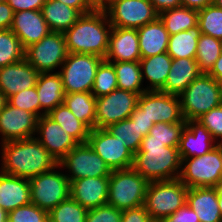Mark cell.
Segmentation results:
<instances>
[{"mask_svg": "<svg viewBox=\"0 0 222 222\" xmlns=\"http://www.w3.org/2000/svg\"><path fill=\"white\" fill-rule=\"evenodd\" d=\"M88 209L71 197L48 212L49 222H86Z\"/></svg>", "mask_w": 222, "mask_h": 222, "instance_id": "cell-38", "label": "cell"}, {"mask_svg": "<svg viewBox=\"0 0 222 222\" xmlns=\"http://www.w3.org/2000/svg\"><path fill=\"white\" fill-rule=\"evenodd\" d=\"M47 116L58 123L79 144L87 143L90 129L78 120L65 104L58 105Z\"/></svg>", "mask_w": 222, "mask_h": 222, "instance_id": "cell-32", "label": "cell"}, {"mask_svg": "<svg viewBox=\"0 0 222 222\" xmlns=\"http://www.w3.org/2000/svg\"><path fill=\"white\" fill-rule=\"evenodd\" d=\"M181 163L178 147L165 146L158 140H142L132 168L148 182L168 181L179 178Z\"/></svg>", "mask_w": 222, "mask_h": 222, "instance_id": "cell-3", "label": "cell"}, {"mask_svg": "<svg viewBox=\"0 0 222 222\" xmlns=\"http://www.w3.org/2000/svg\"><path fill=\"white\" fill-rule=\"evenodd\" d=\"M1 172L31 179L51 169L59 168V162L35 138L1 143Z\"/></svg>", "mask_w": 222, "mask_h": 222, "instance_id": "cell-1", "label": "cell"}, {"mask_svg": "<svg viewBox=\"0 0 222 222\" xmlns=\"http://www.w3.org/2000/svg\"><path fill=\"white\" fill-rule=\"evenodd\" d=\"M188 187L178 178L148 183L144 206L153 221L174 214L186 203Z\"/></svg>", "mask_w": 222, "mask_h": 222, "instance_id": "cell-6", "label": "cell"}, {"mask_svg": "<svg viewBox=\"0 0 222 222\" xmlns=\"http://www.w3.org/2000/svg\"><path fill=\"white\" fill-rule=\"evenodd\" d=\"M141 58L167 52L169 33L159 17L137 29Z\"/></svg>", "mask_w": 222, "mask_h": 222, "instance_id": "cell-26", "label": "cell"}, {"mask_svg": "<svg viewBox=\"0 0 222 222\" xmlns=\"http://www.w3.org/2000/svg\"><path fill=\"white\" fill-rule=\"evenodd\" d=\"M138 106L154 123L186 122L182 116L179 95L145 91L139 95Z\"/></svg>", "mask_w": 222, "mask_h": 222, "instance_id": "cell-15", "label": "cell"}, {"mask_svg": "<svg viewBox=\"0 0 222 222\" xmlns=\"http://www.w3.org/2000/svg\"><path fill=\"white\" fill-rule=\"evenodd\" d=\"M199 25L169 36L167 54L172 59L196 58L198 39L201 36Z\"/></svg>", "mask_w": 222, "mask_h": 222, "instance_id": "cell-31", "label": "cell"}, {"mask_svg": "<svg viewBox=\"0 0 222 222\" xmlns=\"http://www.w3.org/2000/svg\"><path fill=\"white\" fill-rule=\"evenodd\" d=\"M10 30L21 41L24 49L38 43L51 32L41 10H23L14 13Z\"/></svg>", "mask_w": 222, "mask_h": 222, "instance_id": "cell-18", "label": "cell"}, {"mask_svg": "<svg viewBox=\"0 0 222 222\" xmlns=\"http://www.w3.org/2000/svg\"><path fill=\"white\" fill-rule=\"evenodd\" d=\"M51 32L67 31L82 15L77 9L57 0H46L41 9Z\"/></svg>", "mask_w": 222, "mask_h": 222, "instance_id": "cell-28", "label": "cell"}, {"mask_svg": "<svg viewBox=\"0 0 222 222\" xmlns=\"http://www.w3.org/2000/svg\"><path fill=\"white\" fill-rule=\"evenodd\" d=\"M216 142L199 121L187 120L179 141L178 151L181 158L199 157L216 147Z\"/></svg>", "mask_w": 222, "mask_h": 222, "instance_id": "cell-22", "label": "cell"}, {"mask_svg": "<svg viewBox=\"0 0 222 222\" xmlns=\"http://www.w3.org/2000/svg\"><path fill=\"white\" fill-rule=\"evenodd\" d=\"M67 55L66 40L62 32H50L38 43L25 49V59L39 73L54 72L57 67L61 68Z\"/></svg>", "mask_w": 222, "mask_h": 222, "instance_id": "cell-10", "label": "cell"}, {"mask_svg": "<svg viewBox=\"0 0 222 222\" xmlns=\"http://www.w3.org/2000/svg\"><path fill=\"white\" fill-rule=\"evenodd\" d=\"M111 30L112 26L105 11L92 10L82 14L63 33L68 53L92 54L104 59L108 52Z\"/></svg>", "mask_w": 222, "mask_h": 222, "instance_id": "cell-2", "label": "cell"}, {"mask_svg": "<svg viewBox=\"0 0 222 222\" xmlns=\"http://www.w3.org/2000/svg\"><path fill=\"white\" fill-rule=\"evenodd\" d=\"M221 54L222 40L201 34L195 58L200 72L208 74Z\"/></svg>", "mask_w": 222, "mask_h": 222, "instance_id": "cell-35", "label": "cell"}, {"mask_svg": "<svg viewBox=\"0 0 222 222\" xmlns=\"http://www.w3.org/2000/svg\"><path fill=\"white\" fill-rule=\"evenodd\" d=\"M201 33L222 40V9L214 5L198 10Z\"/></svg>", "mask_w": 222, "mask_h": 222, "instance_id": "cell-40", "label": "cell"}, {"mask_svg": "<svg viewBox=\"0 0 222 222\" xmlns=\"http://www.w3.org/2000/svg\"><path fill=\"white\" fill-rule=\"evenodd\" d=\"M169 35L189 30L198 25V10L188 7H177L159 14Z\"/></svg>", "mask_w": 222, "mask_h": 222, "instance_id": "cell-33", "label": "cell"}, {"mask_svg": "<svg viewBox=\"0 0 222 222\" xmlns=\"http://www.w3.org/2000/svg\"><path fill=\"white\" fill-rule=\"evenodd\" d=\"M122 211L111 205L89 209L86 222H121Z\"/></svg>", "mask_w": 222, "mask_h": 222, "instance_id": "cell-45", "label": "cell"}, {"mask_svg": "<svg viewBox=\"0 0 222 222\" xmlns=\"http://www.w3.org/2000/svg\"><path fill=\"white\" fill-rule=\"evenodd\" d=\"M46 0H7L14 13L23 10H41Z\"/></svg>", "mask_w": 222, "mask_h": 222, "instance_id": "cell-48", "label": "cell"}, {"mask_svg": "<svg viewBox=\"0 0 222 222\" xmlns=\"http://www.w3.org/2000/svg\"><path fill=\"white\" fill-rule=\"evenodd\" d=\"M212 5L222 9V0H212Z\"/></svg>", "mask_w": 222, "mask_h": 222, "instance_id": "cell-59", "label": "cell"}, {"mask_svg": "<svg viewBox=\"0 0 222 222\" xmlns=\"http://www.w3.org/2000/svg\"><path fill=\"white\" fill-rule=\"evenodd\" d=\"M158 14L182 6L181 0H149Z\"/></svg>", "mask_w": 222, "mask_h": 222, "instance_id": "cell-51", "label": "cell"}, {"mask_svg": "<svg viewBox=\"0 0 222 222\" xmlns=\"http://www.w3.org/2000/svg\"><path fill=\"white\" fill-rule=\"evenodd\" d=\"M35 87L42 115H47L58 105L64 104L65 91L58 72L40 73Z\"/></svg>", "mask_w": 222, "mask_h": 222, "instance_id": "cell-27", "label": "cell"}, {"mask_svg": "<svg viewBox=\"0 0 222 222\" xmlns=\"http://www.w3.org/2000/svg\"><path fill=\"white\" fill-rule=\"evenodd\" d=\"M197 121L205 126L215 141L222 142V104L203 114Z\"/></svg>", "mask_w": 222, "mask_h": 222, "instance_id": "cell-44", "label": "cell"}, {"mask_svg": "<svg viewBox=\"0 0 222 222\" xmlns=\"http://www.w3.org/2000/svg\"><path fill=\"white\" fill-rule=\"evenodd\" d=\"M137 29L112 27L109 36L107 62L140 61Z\"/></svg>", "mask_w": 222, "mask_h": 222, "instance_id": "cell-21", "label": "cell"}, {"mask_svg": "<svg viewBox=\"0 0 222 222\" xmlns=\"http://www.w3.org/2000/svg\"><path fill=\"white\" fill-rule=\"evenodd\" d=\"M87 143L111 171L132 168L134 153L106 128L90 130Z\"/></svg>", "mask_w": 222, "mask_h": 222, "instance_id": "cell-13", "label": "cell"}, {"mask_svg": "<svg viewBox=\"0 0 222 222\" xmlns=\"http://www.w3.org/2000/svg\"><path fill=\"white\" fill-rule=\"evenodd\" d=\"M8 222H49L48 212L30 203L9 212Z\"/></svg>", "mask_w": 222, "mask_h": 222, "instance_id": "cell-43", "label": "cell"}, {"mask_svg": "<svg viewBox=\"0 0 222 222\" xmlns=\"http://www.w3.org/2000/svg\"><path fill=\"white\" fill-rule=\"evenodd\" d=\"M183 7L200 10L212 4V0H181Z\"/></svg>", "mask_w": 222, "mask_h": 222, "instance_id": "cell-53", "label": "cell"}, {"mask_svg": "<svg viewBox=\"0 0 222 222\" xmlns=\"http://www.w3.org/2000/svg\"><path fill=\"white\" fill-rule=\"evenodd\" d=\"M138 98L139 94L119 88L97 97L95 128H107L110 124L128 119L138 105Z\"/></svg>", "mask_w": 222, "mask_h": 222, "instance_id": "cell-12", "label": "cell"}, {"mask_svg": "<svg viewBox=\"0 0 222 222\" xmlns=\"http://www.w3.org/2000/svg\"><path fill=\"white\" fill-rule=\"evenodd\" d=\"M215 188L217 189L218 205H219L221 219H222V181H220Z\"/></svg>", "mask_w": 222, "mask_h": 222, "instance_id": "cell-56", "label": "cell"}, {"mask_svg": "<svg viewBox=\"0 0 222 222\" xmlns=\"http://www.w3.org/2000/svg\"><path fill=\"white\" fill-rule=\"evenodd\" d=\"M115 0H88L91 10L105 11Z\"/></svg>", "mask_w": 222, "mask_h": 222, "instance_id": "cell-55", "label": "cell"}, {"mask_svg": "<svg viewBox=\"0 0 222 222\" xmlns=\"http://www.w3.org/2000/svg\"><path fill=\"white\" fill-rule=\"evenodd\" d=\"M115 69L119 89L141 95L146 88H141L143 79L139 61L110 62Z\"/></svg>", "mask_w": 222, "mask_h": 222, "instance_id": "cell-34", "label": "cell"}, {"mask_svg": "<svg viewBox=\"0 0 222 222\" xmlns=\"http://www.w3.org/2000/svg\"><path fill=\"white\" fill-rule=\"evenodd\" d=\"M39 74L25 58L0 67V91L8 98L22 90L35 87Z\"/></svg>", "mask_w": 222, "mask_h": 222, "instance_id": "cell-19", "label": "cell"}, {"mask_svg": "<svg viewBox=\"0 0 222 222\" xmlns=\"http://www.w3.org/2000/svg\"><path fill=\"white\" fill-rule=\"evenodd\" d=\"M25 58L21 41L10 30H0V67L10 65Z\"/></svg>", "mask_w": 222, "mask_h": 222, "instance_id": "cell-37", "label": "cell"}, {"mask_svg": "<svg viewBox=\"0 0 222 222\" xmlns=\"http://www.w3.org/2000/svg\"><path fill=\"white\" fill-rule=\"evenodd\" d=\"M208 74L214 77L222 88V54L216 60L211 71Z\"/></svg>", "mask_w": 222, "mask_h": 222, "instance_id": "cell-54", "label": "cell"}, {"mask_svg": "<svg viewBox=\"0 0 222 222\" xmlns=\"http://www.w3.org/2000/svg\"><path fill=\"white\" fill-rule=\"evenodd\" d=\"M38 118L28 111L6 103L0 112V133L2 143L33 138L36 134Z\"/></svg>", "mask_w": 222, "mask_h": 222, "instance_id": "cell-16", "label": "cell"}, {"mask_svg": "<svg viewBox=\"0 0 222 222\" xmlns=\"http://www.w3.org/2000/svg\"><path fill=\"white\" fill-rule=\"evenodd\" d=\"M7 103L15 108L33 113L37 118L42 116L36 87H31L13 94L7 98Z\"/></svg>", "mask_w": 222, "mask_h": 222, "instance_id": "cell-42", "label": "cell"}, {"mask_svg": "<svg viewBox=\"0 0 222 222\" xmlns=\"http://www.w3.org/2000/svg\"><path fill=\"white\" fill-rule=\"evenodd\" d=\"M154 222H173V221L169 217H163V218L157 219Z\"/></svg>", "mask_w": 222, "mask_h": 222, "instance_id": "cell-60", "label": "cell"}, {"mask_svg": "<svg viewBox=\"0 0 222 222\" xmlns=\"http://www.w3.org/2000/svg\"><path fill=\"white\" fill-rule=\"evenodd\" d=\"M72 8L77 9L81 14H86L91 10L88 0H57Z\"/></svg>", "mask_w": 222, "mask_h": 222, "instance_id": "cell-52", "label": "cell"}, {"mask_svg": "<svg viewBox=\"0 0 222 222\" xmlns=\"http://www.w3.org/2000/svg\"><path fill=\"white\" fill-rule=\"evenodd\" d=\"M129 118L139 127L143 137L149 134V130L155 124L145 115V111L142 110V108H140L138 105L136 106Z\"/></svg>", "mask_w": 222, "mask_h": 222, "instance_id": "cell-47", "label": "cell"}, {"mask_svg": "<svg viewBox=\"0 0 222 222\" xmlns=\"http://www.w3.org/2000/svg\"><path fill=\"white\" fill-rule=\"evenodd\" d=\"M186 122L155 123L142 140L162 141L165 146L178 147Z\"/></svg>", "mask_w": 222, "mask_h": 222, "instance_id": "cell-39", "label": "cell"}, {"mask_svg": "<svg viewBox=\"0 0 222 222\" xmlns=\"http://www.w3.org/2000/svg\"><path fill=\"white\" fill-rule=\"evenodd\" d=\"M109 177H85L70 182V197L86 209L107 204Z\"/></svg>", "mask_w": 222, "mask_h": 222, "instance_id": "cell-20", "label": "cell"}, {"mask_svg": "<svg viewBox=\"0 0 222 222\" xmlns=\"http://www.w3.org/2000/svg\"><path fill=\"white\" fill-rule=\"evenodd\" d=\"M104 59L92 54L68 53L58 73L65 93L91 92L98 66Z\"/></svg>", "mask_w": 222, "mask_h": 222, "instance_id": "cell-7", "label": "cell"}, {"mask_svg": "<svg viewBox=\"0 0 222 222\" xmlns=\"http://www.w3.org/2000/svg\"><path fill=\"white\" fill-rule=\"evenodd\" d=\"M148 183L133 168L112 171L107 204L121 211L144 205Z\"/></svg>", "mask_w": 222, "mask_h": 222, "instance_id": "cell-5", "label": "cell"}, {"mask_svg": "<svg viewBox=\"0 0 222 222\" xmlns=\"http://www.w3.org/2000/svg\"><path fill=\"white\" fill-rule=\"evenodd\" d=\"M14 11L7 2L0 3V30L10 29L13 23Z\"/></svg>", "mask_w": 222, "mask_h": 222, "instance_id": "cell-50", "label": "cell"}, {"mask_svg": "<svg viewBox=\"0 0 222 222\" xmlns=\"http://www.w3.org/2000/svg\"><path fill=\"white\" fill-rule=\"evenodd\" d=\"M216 147L220 150V156H221V159H222V142L221 141H219V143L217 142Z\"/></svg>", "mask_w": 222, "mask_h": 222, "instance_id": "cell-61", "label": "cell"}, {"mask_svg": "<svg viewBox=\"0 0 222 222\" xmlns=\"http://www.w3.org/2000/svg\"><path fill=\"white\" fill-rule=\"evenodd\" d=\"M121 222H154L149 213L146 211L145 206L131 208L122 211Z\"/></svg>", "mask_w": 222, "mask_h": 222, "instance_id": "cell-46", "label": "cell"}, {"mask_svg": "<svg viewBox=\"0 0 222 222\" xmlns=\"http://www.w3.org/2000/svg\"><path fill=\"white\" fill-rule=\"evenodd\" d=\"M118 88L114 66L103 60L98 66L91 93L97 98L108 95Z\"/></svg>", "mask_w": 222, "mask_h": 222, "instance_id": "cell-41", "label": "cell"}, {"mask_svg": "<svg viewBox=\"0 0 222 222\" xmlns=\"http://www.w3.org/2000/svg\"><path fill=\"white\" fill-rule=\"evenodd\" d=\"M35 137L60 162L79 143L47 115L37 120Z\"/></svg>", "mask_w": 222, "mask_h": 222, "instance_id": "cell-17", "label": "cell"}, {"mask_svg": "<svg viewBox=\"0 0 222 222\" xmlns=\"http://www.w3.org/2000/svg\"><path fill=\"white\" fill-rule=\"evenodd\" d=\"M186 204L196 212L199 222H222L215 187L188 188Z\"/></svg>", "mask_w": 222, "mask_h": 222, "instance_id": "cell-24", "label": "cell"}, {"mask_svg": "<svg viewBox=\"0 0 222 222\" xmlns=\"http://www.w3.org/2000/svg\"><path fill=\"white\" fill-rule=\"evenodd\" d=\"M139 63L142 79L145 76L150 82V86L146 90L161 91L165 86L168 73L170 72L172 58L165 52L148 58H141Z\"/></svg>", "mask_w": 222, "mask_h": 222, "instance_id": "cell-29", "label": "cell"}, {"mask_svg": "<svg viewBox=\"0 0 222 222\" xmlns=\"http://www.w3.org/2000/svg\"><path fill=\"white\" fill-rule=\"evenodd\" d=\"M31 203L29 179L0 171V206L7 212Z\"/></svg>", "mask_w": 222, "mask_h": 222, "instance_id": "cell-23", "label": "cell"}, {"mask_svg": "<svg viewBox=\"0 0 222 222\" xmlns=\"http://www.w3.org/2000/svg\"><path fill=\"white\" fill-rule=\"evenodd\" d=\"M2 2H7V0H0V3H2Z\"/></svg>", "mask_w": 222, "mask_h": 222, "instance_id": "cell-62", "label": "cell"}, {"mask_svg": "<svg viewBox=\"0 0 222 222\" xmlns=\"http://www.w3.org/2000/svg\"><path fill=\"white\" fill-rule=\"evenodd\" d=\"M0 222H8V213L0 206Z\"/></svg>", "mask_w": 222, "mask_h": 222, "instance_id": "cell-57", "label": "cell"}, {"mask_svg": "<svg viewBox=\"0 0 222 222\" xmlns=\"http://www.w3.org/2000/svg\"><path fill=\"white\" fill-rule=\"evenodd\" d=\"M179 98L184 120H197L222 104V88L214 77L201 73Z\"/></svg>", "mask_w": 222, "mask_h": 222, "instance_id": "cell-4", "label": "cell"}, {"mask_svg": "<svg viewBox=\"0 0 222 222\" xmlns=\"http://www.w3.org/2000/svg\"><path fill=\"white\" fill-rule=\"evenodd\" d=\"M181 160L179 179L188 188L216 187L222 181V159L217 147L202 156Z\"/></svg>", "mask_w": 222, "mask_h": 222, "instance_id": "cell-8", "label": "cell"}, {"mask_svg": "<svg viewBox=\"0 0 222 222\" xmlns=\"http://www.w3.org/2000/svg\"><path fill=\"white\" fill-rule=\"evenodd\" d=\"M29 183L31 203L47 212L70 197V180L54 169L29 179Z\"/></svg>", "mask_w": 222, "mask_h": 222, "instance_id": "cell-9", "label": "cell"}, {"mask_svg": "<svg viewBox=\"0 0 222 222\" xmlns=\"http://www.w3.org/2000/svg\"><path fill=\"white\" fill-rule=\"evenodd\" d=\"M200 74L195 58L172 59L170 72L161 92L180 95Z\"/></svg>", "mask_w": 222, "mask_h": 222, "instance_id": "cell-25", "label": "cell"}, {"mask_svg": "<svg viewBox=\"0 0 222 222\" xmlns=\"http://www.w3.org/2000/svg\"><path fill=\"white\" fill-rule=\"evenodd\" d=\"M112 27L138 29L159 14L149 0H115L105 10Z\"/></svg>", "mask_w": 222, "mask_h": 222, "instance_id": "cell-11", "label": "cell"}, {"mask_svg": "<svg viewBox=\"0 0 222 222\" xmlns=\"http://www.w3.org/2000/svg\"><path fill=\"white\" fill-rule=\"evenodd\" d=\"M64 104L90 130L95 128L96 97L91 92L65 93Z\"/></svg>", "mask_w": 222, "mask_h": 222, "instance_id": "cell-30", "label": "cell"}, {"mask_svg": "<svg viewBox=\"0 0 222 222\" xmlns=\"http://www.w3.org/2000/svg\"><path fill=\"white\" fill-rule=\"evenodd\" d=\"M66 167V168H65ZM59 168L69 170L70 180L85 177H109L111 169L88 143L78 144L60 162Z\"/></svg>", "mask_w": 222, "mask_h": 222, "instance_id": "cell-14", "label": "cell"}, {"mask_svg": "<svg viewBox=\"0 0 222 222\" xmlns=\"http://www.w3.org/2000/svg\"><path fill=\"white\" fill-rule=\"evenodd\" d=\"M7 103L6 96L0 91V112L3 110L4 106Z\"/></svg>", "mask_w": 222, "mask_h": 222, "instance_id": "cell-58", "label": "cell"}, {"mask_svg": "<svg viewBox=\"0 0 222 222\" xmlns=\"http://www.w3.org/2000/svg\"><path fill=\"white\" fill-rule=\"evenodd\" d=\"M106 129L134 154L138 152L144 137L139 127L130 118L110 124Z\"/></svg>", "mask_w": 222, "mask_h": 222, "instance_id": "cell-36", "label": "cell"}, {"mask_svg": "<svg viewBox=\"0 0 222 222\" xmlns=\"http://www.w3.org/2000/svg\"><path fill=\"white\" fill-rule=\"evenodd\" d=\"M173 222H199L196 212L186 203L174 214L168 216Z\"/></svg>", "mask_w": 222, "mask_h": 222, "instance_id": "cell-49", "label": "cell"}]
</instances>
